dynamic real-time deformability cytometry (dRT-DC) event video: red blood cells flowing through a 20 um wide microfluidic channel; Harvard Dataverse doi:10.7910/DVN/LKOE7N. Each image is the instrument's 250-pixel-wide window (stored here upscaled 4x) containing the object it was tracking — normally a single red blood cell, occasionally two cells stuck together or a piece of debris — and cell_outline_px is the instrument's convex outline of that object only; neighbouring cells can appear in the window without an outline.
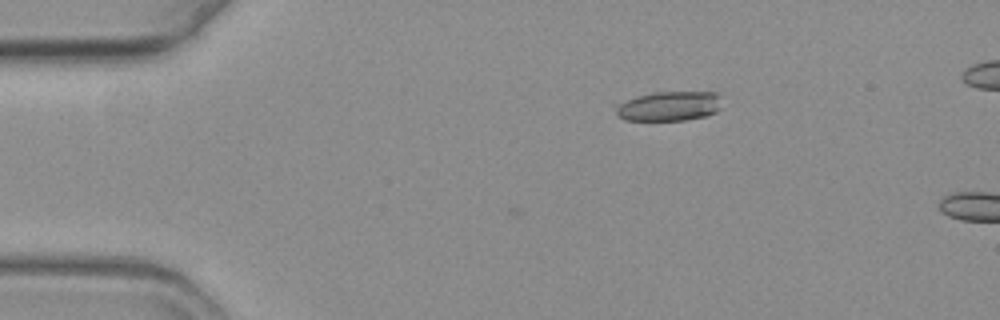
{"species": "common noctule bat (a hibernating species)", "species_latin": "Nyctalus noctula", "temperature_condition": "warm", "stored_images_in_passage": 4, "camera_frame_rate_fps": 3000, "um_per_image_px": 0.085, "animal": {"sex": "female", "body_mass_g": 19.3, "forearm_length_mm": 54.1}, "frame": {"image": 1, "passage_image": 1, "time_ms": 0.0, "image_size_px": [1000, 320], "cell_outline_px": [[724, 108], [708, 116], [684, 120], [624, 120], [616, 116], [612, 104], [636, 96], [652, 92], [716, 92], [720, 96]], "centroid_in_image_um": [56.85, 9.02], "position_along_channel_um": 28.1, "area_um2": 19.02}}